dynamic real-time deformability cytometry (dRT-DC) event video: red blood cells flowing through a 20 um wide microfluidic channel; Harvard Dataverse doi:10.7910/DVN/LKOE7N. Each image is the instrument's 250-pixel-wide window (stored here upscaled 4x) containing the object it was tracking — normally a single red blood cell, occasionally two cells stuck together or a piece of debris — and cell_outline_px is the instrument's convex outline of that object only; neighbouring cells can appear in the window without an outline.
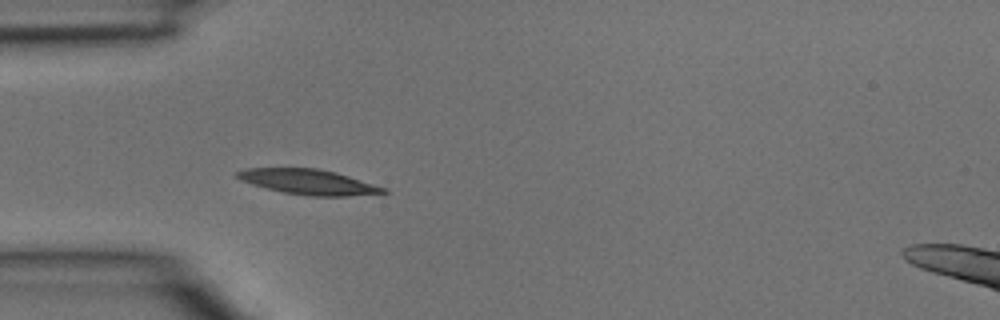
{"species": "common noctule bat (a hibernating species)", "species_latin": "Nyctalus noctula", "temperature_condition": "room temperature", "stored_images_in_passage": 3, "camera_frame_rate_fps": 3000, "um_per_image_px": 0.085, "animal": {"sex": "male", "body_mass_g": 15.6}, "frame": {"image": 1, "passage_image": 3, "time_ms": 0.667, "image_size_px": [1000, 320], "cell_outline_px": [[388, 192], [348, 196], [308, 196], [284, 192], [252, 184], [240, 180], [236, 176], [236, 172], [248, 168], [316, 168], [336, 172], [388, 188]], "centroid_in_image_um": [26.25, 15.46], "position_along_channel_um": 58.8, "area_um2": 21.27}}